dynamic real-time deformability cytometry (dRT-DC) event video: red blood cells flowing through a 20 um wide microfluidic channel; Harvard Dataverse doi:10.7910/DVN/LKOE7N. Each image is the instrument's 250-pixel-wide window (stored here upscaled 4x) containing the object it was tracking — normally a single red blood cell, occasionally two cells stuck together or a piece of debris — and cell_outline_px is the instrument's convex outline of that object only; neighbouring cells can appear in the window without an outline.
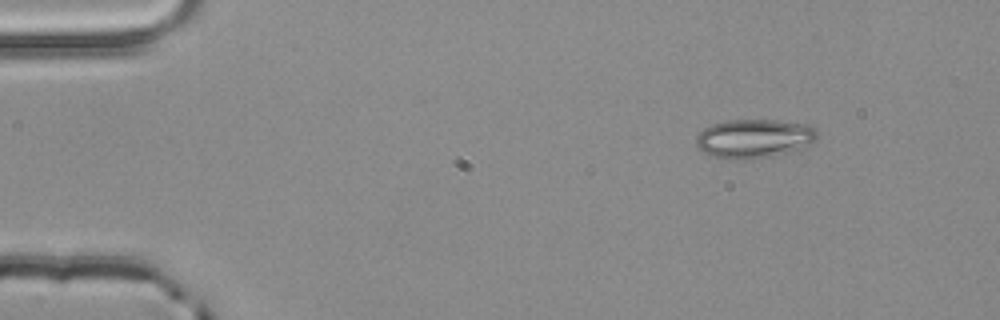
{"species": "common noctule bat (a hibernating species)", "species_latin": "Nyctalus noctula", "temperature_condition": "room temperature", "stored_images_in_passage": 3, "camera_frame_rate_fps": 3000, "um_per_image_px": 0.085, "animal": {"sex": "male", "body_mass_g": 20.4}, "frame": {"image": 1, "passage_image": 3, "time_ms": 0.667, "image_size_px": [1000, 320], "cell_outline_px": [[816, 140], [812, 144], [768, 156], [716, 156], [704, 152], [696, 144], [696, 136], [704, 128], [712, 124], [728, 120], [780, 120], [804, 124], [816, 128]], "centroid_in_image_um": [64.11, 11.7], "position_along_channel_um": 20.9, "area_um2": 26.13}}